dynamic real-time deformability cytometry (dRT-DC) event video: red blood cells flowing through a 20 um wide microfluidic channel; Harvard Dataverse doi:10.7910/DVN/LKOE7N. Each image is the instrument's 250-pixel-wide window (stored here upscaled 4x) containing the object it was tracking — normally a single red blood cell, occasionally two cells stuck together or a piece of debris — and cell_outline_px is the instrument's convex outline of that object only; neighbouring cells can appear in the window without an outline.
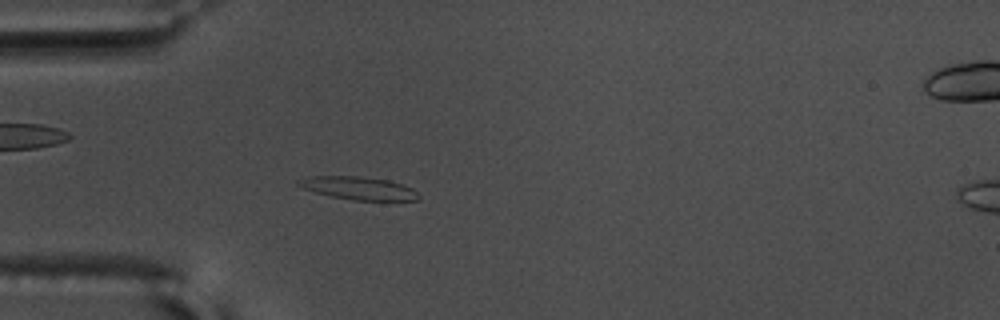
{"species": "common noctule bat (a hibernating species)", "species_latin": "Nyctalus noctula", "temperature_condition": "warm", "stored_images_in_passage": 58, "camera_frame_rate_fps": 3000, "um_per_image_px": 0.085, "animal": {"sex": "male", "body_mass_g": 17.5, "forearm_length_mm": 52.3}, "frame": {"image": 1, "passage_image": 18, "time_ms": 5.667, "image_size_px": [1000, 320], "cell_outline_px": [[420, 200], [352, 200], [332, 196], [316, 192], [304, 188], [296, 184], [296, 180], [312, 176], [356, 176], [388, 180], [412, 188], [420, 196]], "centroid_in_image_um": [30.47, 15.99], "position_along_channel_um": 54.5, "area_um2": 15.84}}
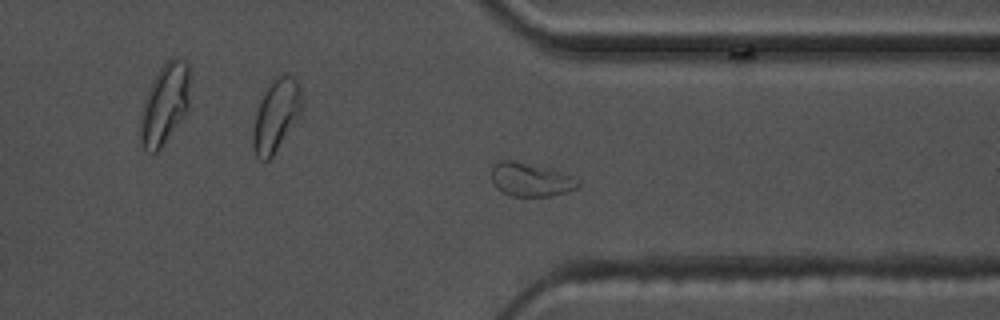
{"frame": {"image": 2, "passage_image": 45, "time_ms": 14.667, "image_size_px": [1000, 320], "cell_outline_px": [[580, 184], [576, 188], [564, 192], [548, 196], [512, 196], [500, 192], [496, 188], [492, 180], [492, 164], [496, 160], [512, 160], [552, 168], [572, 176], [580, 180]], "centroid_in_image_um": [45.07, 15.25], "position_along_channel_um": 366.3, "area_um2": 17.17}}
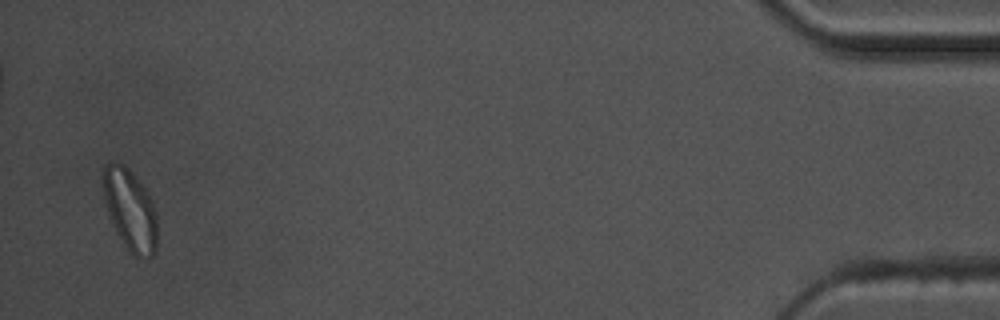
{"frame": {"image": 3, "passage_image": 57, "time_ms": 18.667, "image_size_px": [1000, 320], "cell_outline_px": [[156, 252], [152, 256], [132, 256], [116, 232], [108, 216], [104, 204], [100, 176], [104, 164], [112, 160], [124, 164], [132, 172], [148, 192], [156, 208]], "centroid_in_image_um": [11.0, 17.76], "position_along_channel_um": 424.2, "area_um2": 26.41}, "authors_computed_cell_mechanics": {"area_um2": 16.2418, "velocity_mm_per_s": 3.5559, "shape_relaxation_time_tau1_ms": 10.4923, "shape_relaxation_time_tau2_ms": null, "deformation_change_tau1": 0.2556, "deformation_change_tau2": null}}